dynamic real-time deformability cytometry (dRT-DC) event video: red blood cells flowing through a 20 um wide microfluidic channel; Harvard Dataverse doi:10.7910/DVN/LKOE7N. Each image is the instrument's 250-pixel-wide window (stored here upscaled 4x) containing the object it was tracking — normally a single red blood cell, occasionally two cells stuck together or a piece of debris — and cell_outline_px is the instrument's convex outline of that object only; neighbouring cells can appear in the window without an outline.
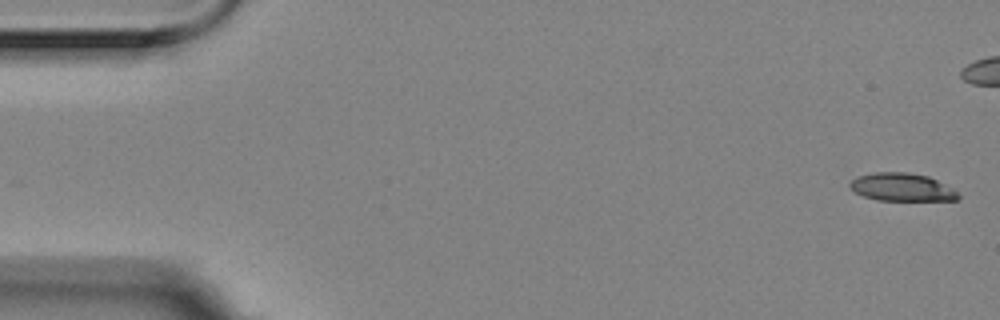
{"species": "Egyptian fruit bat (a non-hibernating species)", "species_latin": "Rousettus aegyptiacus", "temperature_condition": "room temperature", "stored_images_in_passage": 7, "camera_frame_rate_fps": 3000, "um_per_image_px": 0.085, "animal": {"sex": "female"}, "frame": {"image": 1, "passage_image": 1, "time_ms": 0.0, "image_size_px": [1000, 320], "cell_outline_px": [[960, 196], [956, 200], [876, 200], [864, 196], [856, 192], [848, 184], [856, 176], [872, 172], [908, 172], [928, 176], [952, 188]], "centroid_in_image_um": [76.63, 15.9], "position_along_channel_um": 8.4, "area_um2": 17.51}}